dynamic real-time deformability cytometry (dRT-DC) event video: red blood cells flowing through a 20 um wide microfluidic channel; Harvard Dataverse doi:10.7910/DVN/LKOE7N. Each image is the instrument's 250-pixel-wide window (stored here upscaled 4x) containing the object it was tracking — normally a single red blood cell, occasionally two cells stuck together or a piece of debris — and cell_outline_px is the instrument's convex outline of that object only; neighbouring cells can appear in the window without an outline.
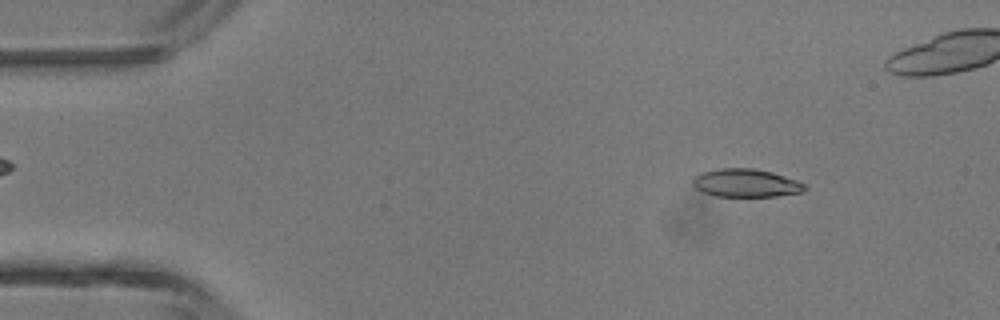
{"species": "common noctule bat (a hibernating species)", "species_latin": "Nyctalus noctula", "temperature_condition": "room temperature", "stored_images_in_passage": 3, "camera_frame_rate_fps": 3000, "um_per_image_px": 0.085, "animal": {"sex": "male", "body_mass_g": 13.3}, "frame": {"image": 1, "passage_image": 1, "time_ms": 0.0, "image_size_px": [1000, 320], "cell_outline_px": [[808, 188], [804, 192], [776, 196], [716, 196], [704, 192], [696, 188], [692, 184], [692, 180], [696, 176], [704, 172], [720, 168], [752, 168], [772, 172], [808, 184]], "centroid_in_image_um": [63.46, 15.56], "position_along_channel_um": 21.5, "area_um2": 18.32}}